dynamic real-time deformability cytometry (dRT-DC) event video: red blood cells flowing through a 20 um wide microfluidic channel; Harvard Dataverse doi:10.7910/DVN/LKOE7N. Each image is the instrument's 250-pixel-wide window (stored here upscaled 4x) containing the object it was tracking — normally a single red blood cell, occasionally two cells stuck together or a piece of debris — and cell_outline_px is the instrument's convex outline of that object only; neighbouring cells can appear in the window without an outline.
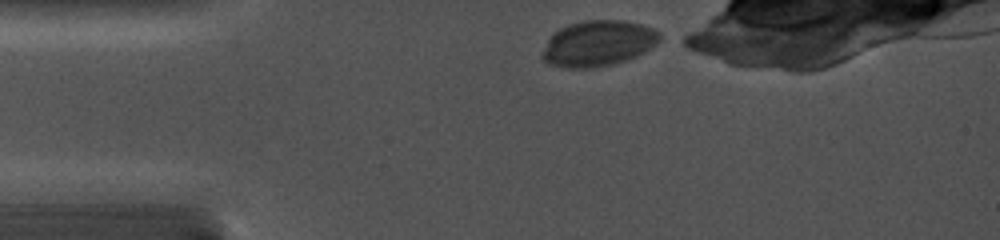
{"species": "common noctule bat (a hibernating species)", "species_latin": "Nyctalus noctula", "temperature_condition": "cold", "stored_images_in_passage": 27, "camera_frame_rate_fps": 5000, "um_per_image_px": 0.085, "animal": {"sex": "female", "body_mass_g": 19.0, "forearm_length_mm": 56.7}, "frame": {"image": 1, "passage_image": 1, "time_ms": 0.0, "image_size_px": [1000, 240], "cell_outline_px": [[660, 40], [656, 44], [644, 52], [636, 56], [612, 64], [588, 68], [564, 68], [548, 64], [540, 56], [540, 52], [552, 32], [560, 28], [584, 20], [624, 20], [656, 28], [660, 32]], "centroid_in_image_um": [50.81, 3.68], "position_along_channel_um": 34.2, "area_um2": 31.5}}
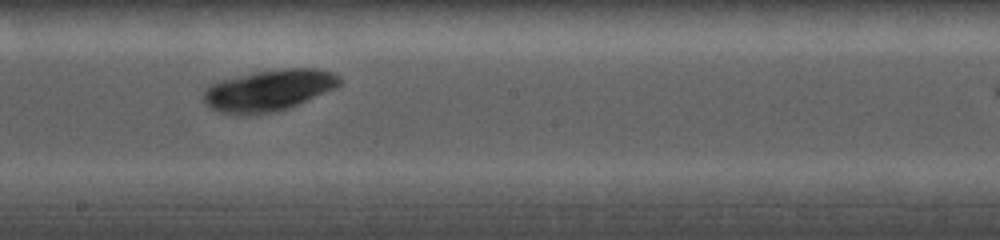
{"frame": {"image": 2, "passage_image": 14, "time_ms": 5.8, "image_size_px": [1000, 240], "cell_outline_px": [[344, 80], [336, 88], [288, 108], [276, 112], [256, 116], [244, 116], [220, 112], [208, 108], [204, 104], [204, 92], [208, 84], [220, 80], [252, 72], [284, 68], [316, 68], [332, 72], [340, 76]], "centroid_in_image_um": [22.82, 7.69], "position_along_channel_um": 225.4, "area_um2": 33.52}}
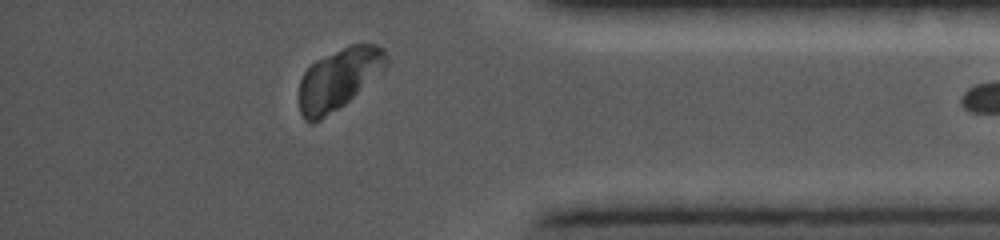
{"frame": {"image": 3, "passage_image": 26, "time_ms": 10.6, "image_size_px": [1000, 240], "cell_outline_px": [[388, 64], [384, 68], [344, 104], [320, 120], [312, 124], [304, 120], [300, 112], [300, 80], [304, 72], [316, 60], [348, 44], [376, 44], [384, 48], [388, 60]], "centroid_in_image_um": [28.77, 6.68], "position_along_channel_um": 406.4, "area_um2": 30.58}}